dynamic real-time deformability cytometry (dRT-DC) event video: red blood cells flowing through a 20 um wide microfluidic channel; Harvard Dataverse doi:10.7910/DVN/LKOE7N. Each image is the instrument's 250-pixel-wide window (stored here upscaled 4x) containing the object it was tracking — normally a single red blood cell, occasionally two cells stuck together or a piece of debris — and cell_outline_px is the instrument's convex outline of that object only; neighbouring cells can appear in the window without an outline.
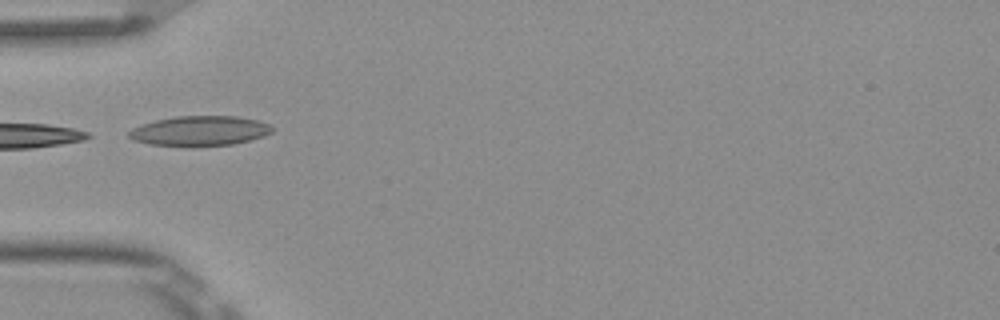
{"species": "Egyptian fruit bat (a non-hibernating species)", "species_latin": "Rousettus aegyptiacus", "temperature_condition": "room temperature", "stored_images_in_passage": 7, "camera_frame_rate_fps": 3000, "um_per_image_px": 0.085, "frame": {"image": 1, "passage_image": 1, "time_ms": 0.0, "image_size_px": [1000, 320], "cell_outline_px": [[272, 132], [264, 136], [232, 144], [192, 148], [188, 148], [148, 144], [132, 140], [128, 136], [128, 132], [132, 128], [140, 124], [156, 120], [176, 116], [236, 116], [256, 120], [268, 124], [272, 128]], "centroid_in_image_um": [16.9, 11.15], "position_along_channel_um": 68.1, "area_um2": 25.43}}